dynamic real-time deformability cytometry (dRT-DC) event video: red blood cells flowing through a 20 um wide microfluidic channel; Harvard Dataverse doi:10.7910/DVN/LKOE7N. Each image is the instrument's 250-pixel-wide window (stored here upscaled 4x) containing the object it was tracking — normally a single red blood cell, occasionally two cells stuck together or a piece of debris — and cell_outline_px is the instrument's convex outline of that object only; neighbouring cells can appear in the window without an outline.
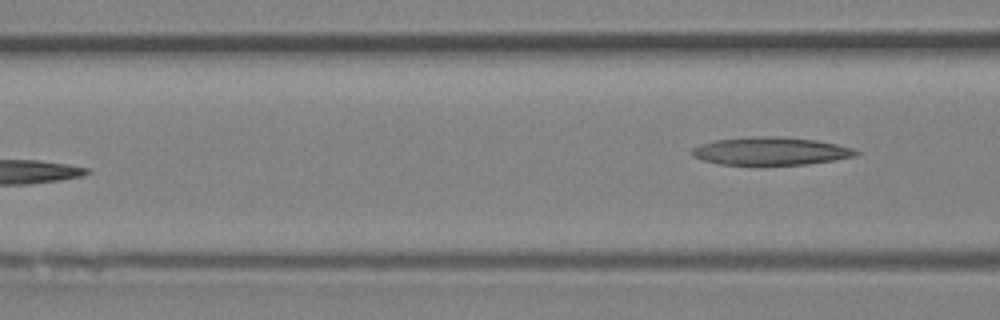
{"species": "Egyptian fruit bat (a non-hibernating species)", "species_latin": "Rousettus aegyptiacus", "temperature_condition": "room temperature", "stored_images_in_passage": 5, "camera_frame_rate_fps": 3000, "um_per_image_px": 0.085, "animal": {"sex": "female"}, "frame": {"image": 1, "passage_image": 5, "time_ms": 1.333, "image_size_px": [1000, 320], "cell_outline_px": [[860, 152], [856, 156], [808, 164], [756, 168], [720, 164], [704, 160], [692, 156], [692, 148], [700, 144], [716, 140], [760, 136], [776, 136], [816, 140], [836, 144], [852, 148]], "centroid_in_image_um": [65.48, 12.89], "position_along_channel_um": 101.1, "area_um2": 27.51}}